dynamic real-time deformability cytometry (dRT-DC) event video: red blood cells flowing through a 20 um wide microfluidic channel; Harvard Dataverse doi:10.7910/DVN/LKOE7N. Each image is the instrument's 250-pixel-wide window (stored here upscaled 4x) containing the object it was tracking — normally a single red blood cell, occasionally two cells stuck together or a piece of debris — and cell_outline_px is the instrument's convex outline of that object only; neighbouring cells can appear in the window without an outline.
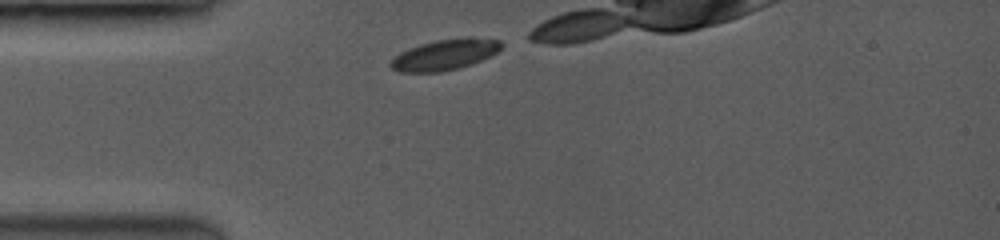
{"species": "common noctule bat (a hibernating species)", "species_latin": "Nyctalus noctula", "temperature_condition": "room temperature", "stored_images_in_passage": 7, "camera_frame_rate_fps": 3500, "um_per_image_px": 0.085, "animal": {"sex": "female", "body_mass_g": 19.0, "forearm_length_mm": 53.3}, "frame": {"image": 1, "passage_image": 1, "time_ms": 0.0, "image_size_px": [1000, 240], "cell_outline_px": [[504, 44], [496, 52], [480, 60], [456, 68], [440, 72], [400, 72], [392, 68], [392, 60], [400, 52], [408, 48], [420, 44], [436, 40], [500, 40]], "centroid_in_image_um": [37.72, 4.68], "position_along_channel_um": 47.3, "area_um2": 18.61}}